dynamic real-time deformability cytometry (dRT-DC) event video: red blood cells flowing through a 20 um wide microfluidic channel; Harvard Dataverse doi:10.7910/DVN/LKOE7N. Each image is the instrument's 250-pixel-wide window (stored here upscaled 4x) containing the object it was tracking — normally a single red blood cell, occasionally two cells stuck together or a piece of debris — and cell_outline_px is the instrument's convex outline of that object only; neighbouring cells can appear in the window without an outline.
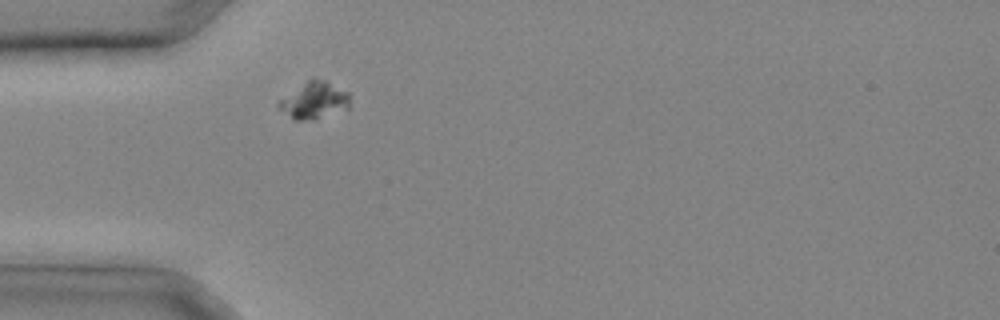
{"species": "common noctule bat (a hibernating species)", "species_latin": "Nyctalus noctula", "temperature_condition": "cold", "stored_images_in_passage": 19, "camera_frame_rate_fps": 3000, "um_per_image_px": 0.085, "animal": {"sex": "male", "body_mass_g": 20.4}, "frame": {"image": 1, "passage_image": 1, "time_ms": 0.0, "image_size_px": [1000, 320], "cell_outline_px": [[348, 108], [316, 120], [296, 120], [280, 108], [276, 104], [280, 100], [308, 80], [324, 80], [348, 92]], "centroid_in_image_um": [26.73, 8.56], "position_along_channel_um": 58.3, "area_um2": 14.62}}
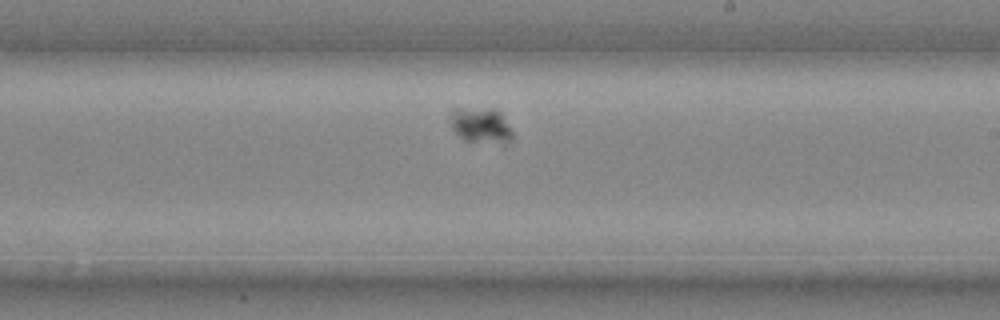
{"frame": {"image": 2, "passage_image": 11, "time_ms": 3.333, "image_size_px": [1000, 320], "cell_outline_px": [[512, 136], [508, 140], [464, 140], [452, 128], [448, 112], [452, 108], [492, 108], [500, 112], [512, 132]], "centroid_in_image_um": [40.76, 10.55], "position_along_channel_um": 248.2, "area_um2": 12.25}}
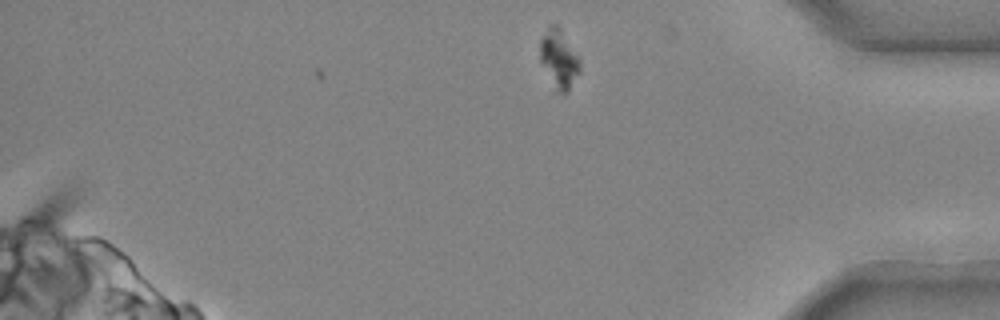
{"frame": {"image": 3, "passage_image": 19, "time_ms": 6.0, "image_size_px": [1000, 320], "cell_outline_px": [[580, 72], [568, 92], [556, 92], [540, 60], [540, 40], [548, 24], [556, 24], [560, 28], [580, 60]], "centroid_in_image_um": [47.5, 5.0], "position_along_channel_um": 387.7, "area_um2": 13.53}}